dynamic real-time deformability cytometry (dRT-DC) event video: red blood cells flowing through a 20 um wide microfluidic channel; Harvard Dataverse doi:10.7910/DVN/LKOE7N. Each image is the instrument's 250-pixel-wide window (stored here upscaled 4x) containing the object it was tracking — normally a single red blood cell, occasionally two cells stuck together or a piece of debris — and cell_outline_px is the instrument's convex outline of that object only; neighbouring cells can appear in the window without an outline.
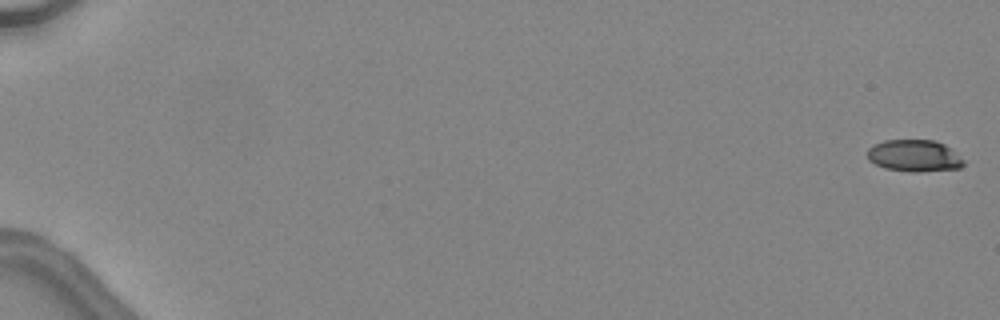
{"species": "common noctule bat (a hibernating species)", "species_latin": "Nyctalus noctula", "temperature_condition": "warm", "stored_images_in_passage": 17, "camera_frame_rate_fps": 3000, "um_per_image_px": 0.085, "animal": {"sex": "female", "body_mass_g": 24.6, "forearm_length_mm": 56.2}, "frame": {"image": 1, "passage_image": 1, "time_ms": 0.0, "image_size_px": [1000, 320], "cell_outline_px": [[964, 164], [960, 168], [920, 172], [912, 172], [884, 168], [868, 160], [868, 148], [872, 144], [884, 140], [936, 140], [944, 144], [964, 160]], "centroid_in_image_um": [77.69, 13.24], "position_along_channel_um": 7.3, "area_um2": 17.92}}
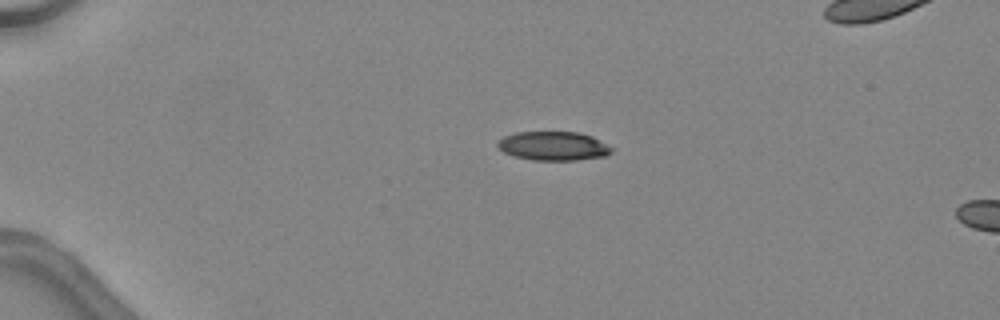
{"frame": {"image": 2, "passage_image": 13, "time_ms": 4.0, "image_size_px": [1000, 320], "cell_outline_px": [[616, 148], [612, 152], [604, 156], [576, 160], [532, 160], [512, 156], [504, 152], [496, 144], [496, 140], [504, 136], [516, 132], [580, 132], [592, 136]], "centroid_in_image_um": [47.05, 12.4], "position_along_channel_um": 38.0, "area_um2": 19.48}}